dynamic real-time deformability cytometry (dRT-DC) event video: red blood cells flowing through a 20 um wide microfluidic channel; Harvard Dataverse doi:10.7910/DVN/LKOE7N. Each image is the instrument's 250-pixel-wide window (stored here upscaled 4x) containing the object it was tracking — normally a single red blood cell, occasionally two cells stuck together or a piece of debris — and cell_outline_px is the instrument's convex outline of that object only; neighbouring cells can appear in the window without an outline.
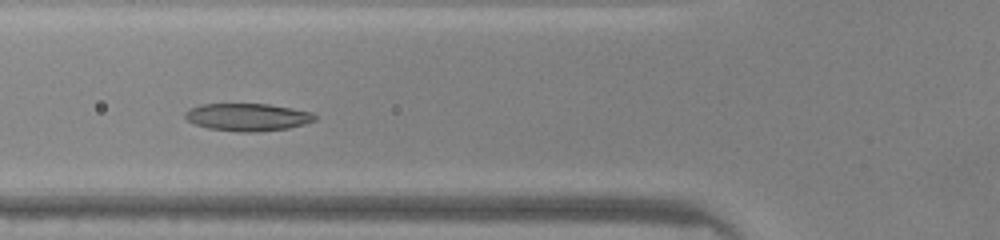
{"species": "common noctule bat (a hibernating species)", "species_latin": "Nyctalus noctula", "temperature_condition": "warm", "stored_images_in_passage": 44, "camera_frame_rate_fps": 3000, "um_per_image_px": 0.085, "animal": {"sex": "male", "body_mass_g": 20.0, "forearm_length_mm": 53.3}, "frame": {"image": 1, "passage_image": 13, "time_ms": 4.0, "image_size_px": [1000, 240], "cell_outline_px": [[316, 120], [304, 124], [288, 128], [260, 132], [240, 132], [208, 128], [196, 124], [188, 120], [184, 116], [184, 112], [188, 108], [200, 104], [268, 104], [292, 108], [312, 112], [316, 116]], "centroid_in_image_um": [21.04, 9.95], "position_along_channel_um": 104.8, "area_um2": 20.92}}
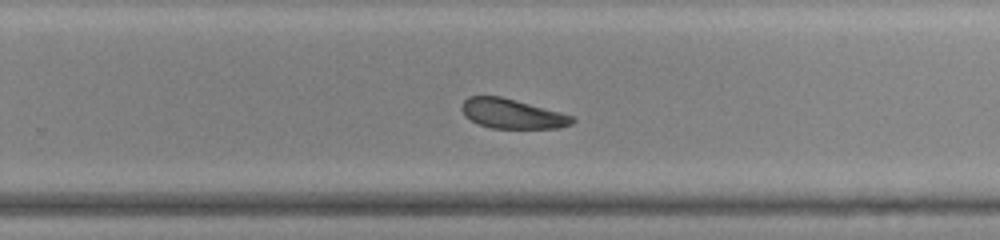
{"frame": {"image": 2, "passage_image": 26, "time_ms": 8.333, "image_size_px": [1000, 240], "cell_outline_px": [[576, 120], [572, 124], [556, 128], [492, 128], [480, 124], [464, 116], [460, 108], [464, 100], [468, 96], [500, 96], [572, 116]], "centroid_in_image_um": [43.48, 9.67], "position_along_channel_um": 286.3, "area_um2": 18.73}}
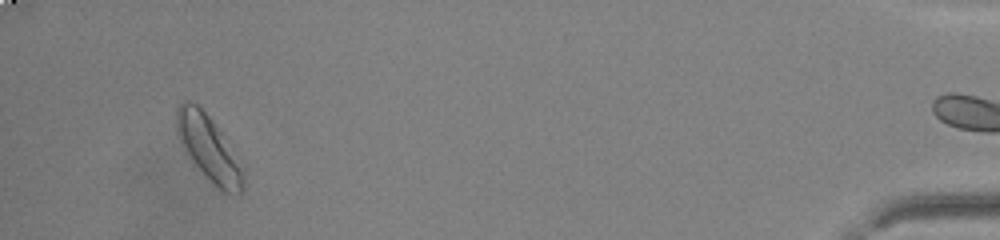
{"frame": {"image": 3, "passage_image": 41, "time_ms": 13.333, "image_size_px": [1000, 240], "cell_outline_px": [[244, 176], [240, 192], [224, 192], [192, 160], [180, 140], [176, 128], [176, 108], [184, 100], [192, 100], [212, 120], [220, 132]], "centroid_in_image_um": [17.65, 12.49], "position_along_channel_um": 417.5, "area_um2": 23.41}, "authors_computed_cell_mechanics": {"area_um2": 21.0681, "velocity_mm_per_s": 4.2118, "shape_relaxation_time_tau1_ms": 9.1728, "shape_relaxation_time_tau2_ms": null, "deformation_change_tau1": 0.1611, "deformation_change_tau2": null}}